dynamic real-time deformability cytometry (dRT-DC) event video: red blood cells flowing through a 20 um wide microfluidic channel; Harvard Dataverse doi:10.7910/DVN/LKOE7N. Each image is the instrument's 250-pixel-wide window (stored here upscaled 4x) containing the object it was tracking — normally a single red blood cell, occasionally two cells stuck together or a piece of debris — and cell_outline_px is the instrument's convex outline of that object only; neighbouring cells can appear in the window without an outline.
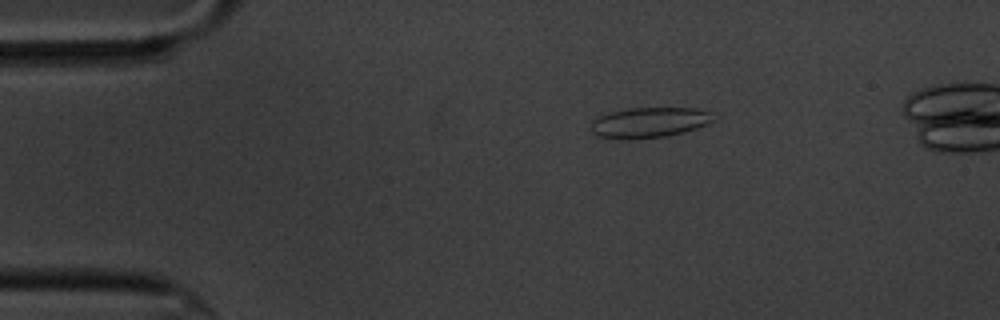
{"species": "common noctule bat (a hibernating species)", "species_latin": "Nyctalus noctula", "temperature_condition": "cold", "stored_images_in_passage": 6, "camera_frame_rate_fps": 3000, "um_per_image_px": 0.085, "animal": {"sex": "male", "body_mass_g": 20.1, "forearm_length_mm": 53.5}, "frame": {"image": 1, "passage_image": 3, "time_ms": 2.333, "image_size_px": [1000, 320], "cell_outline_px": [[712, 120], [708, 124], [696, 128], [664, 136], [596, 136], [592, 132], [592, 120], [608, 112], [628, 108], [696, 108], [708, 112]], "centroid_in_image_um": [55.18, 10.35], "position_along_channel_um": 29.8, "area_um2": 20.4}}